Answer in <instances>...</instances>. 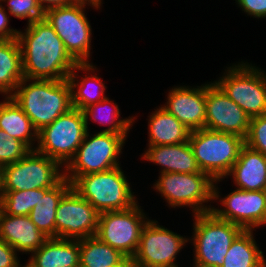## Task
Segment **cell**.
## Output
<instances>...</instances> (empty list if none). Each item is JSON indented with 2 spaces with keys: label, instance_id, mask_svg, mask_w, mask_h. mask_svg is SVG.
<instances>
[{
  "label": "cell",
  "instance_id": "7a4b0ae2",
  "mask_svg": "<svg viewBox=\"0 0 266 267\" xmlns=\"http://www.w3.org/2000/svg\"><path fill=\"white\" fill-rule=\"evenodd\" d=\"M40 131L72 109L68 80L27 79L10 96Z\"/></svg>",
  "mask_w": 266,
  "mask_h": 267
},
{
  "label": "cell",
  "instance_id": "e575fe53",
  "mask_svg": "<svg viewBox=\"0 0 266 267\" xmlns=\"http://www.w3.org/2000/svg\"><path fill=\"white\" fill-rule=\"evenodd\" d=\"M20 258L13 247L0 239V267H23Z\"/></svg>",
  "mask_w": 266,
  "mask_h": 267
},
{
  "label": "cell",
  "instance_id": "d4e9b609",
  "mask_svg": "<svg viewBox=\"0 0 266 267\" xmlns=\"http://www.w3.org/2000/svg\"><path fill=\"white\" fill-rule=\"evenodd\" d=\"M3 99L0 101V129L8 133L11 138L18 139L31 150H35L38 131L34 128L30 118L11 97Z\"/></svg>",
  "mask_w": 266,
  "mask_h": 267
},
{
  "label": "cell",
  "instance_id": "9a60e30c",
  "mask_svg": "<svg viewBox=\"0 0 266 267\" xmlns=\"http://www.w3.org/2000/svg\"><path fill=\"white\" fill-rule=\"evenodd\" d=\"M100 213L72 187L57 206L56 238L80 240L96 235Z\"/></svg>",
  "mask_w": 266,
  "mask_h": 267
},
{
  "label": "cell",
  "instance_id": "f546056e",
  "mask_svg": "<svg viewBox=\"0 0 266 267\" xmlns=\"http://www.w3.org/2000/svg\"><path fill=\"white\" fill-rule=\"evenodd\" d=\"M1 211L8 215H29L39 201V189L0 191Z\"/></svg>",
  "mask_w": 266,
  "mask_h": 267
},
{
  "label": "cell",
  "instance_id": "7c38bea8",
  "mask_svg": "<svg viewBox=\"0 0 266 267\" xmlns=\"http://www.w3.org/2000/svg\"><path fill=\"white\" fill-rule=\"evenodd\" d=\"M147 216L139 203L125 210L100 213L95 236L132 259L143 227L151 218Z\"/></svg>",
  "mask_w": 266,
  "mask_h": 267
},
{
  "label": "cell",
  "instance_id": "52a82bcc",
  "mask_svg": "<svg viewBox=\"0 0 266 267\" xmlns=\"http://www.w3.org/2000/svg\"><path fill=\"white\" fill-rule=\"evenodd\" d=\"M193 216V263L221 267L228 249L244 230L227 220L218 218L212 211Z\"/></svg>",
  "mask_w": 266,
  "mask_h": 267
},
{
  "label": "cell",
  "instance_id": "8992f818",
  "mask_svg": "<svg viewBox=\"0 0 266 267\" xmlns=\"http://www.w3.org/2000/svg\"><path fill=\"white\" fill-rule=\"evenodd\" d=\"M188 141L200 170L213 180L225 179L245 145L238 135L205 128L191 131Z\"/></svg>",
  "mask_w": 266,
  "mask_h": 267
},
{
  "label": "cell",
  "instance_id": "f1b7e54d",
  "mask_svg": "<svg viewBox=\"0 0 266 267\" xmlns=\"http://www.w3.org/2000/svg\"><path fill=\"white\" fill-rule=\"evenodd\" d=\"M125 255L96 236L80 239V267H109L118 264Z\"/></svg>",
  "mask_w": 266,
  "mask_h": 267
},
{
  "label": "cell",
  "instance_id": "6da1fadb",
  "mask_svg": "<svg viewBox=\"0 0 266 267\" xmlns=\"http://www.w3.org/2000/svg\"><path fill=\"white\" fill-rule=\"evenodd\" d=\"M24 78L66 80L78 64L67 52L61 38L43 18L19 30Z\"/></svg>",
  "mask_w": 266,
  "mask_h": 267
},
{
  "label": "cell",
  "instance_id": "277c9868",
  "mask_svg": "<svg viewBox=\"0 0 266 267\" xmlns=\"http://www.w3.org/2000/svg\"><path fill=\"white\" fill-rule=\"evenodd\" d=\"M121 167L81 175L72 183V188L99 213L131 208L139 198L134 195Z\"/></svg>",
  "mask_w": 266,
  "mask_h": 267
},
{
  "label": "cell",
  "instance_id": "ac0fdd59",
  "mask_svg": "<svg viewBox=\"0 0 266 267\" xmlns=\"http://www.w3.org/2000/svg\"><path fill=\"white\" fill-rule=\"evenodd\" d=\"M0 239L18 253L32 254L48 237L31 221L29 215L14 216L0 211Z\"/></svg>",
  "mask_w": 266,
  "mask_h": 267
},
{
  "label": "cell",
  "instance_id": "836d02e7",
  "mask_svg": "<svg viewBox=\"0 0 266 267\" xmlns=\"http://www.w3.org/2000/svg\"><path fill=\"white\" fill-rule=\"evenodd\" d=\"M235 3L247 16L257 19L266 18V0H235Z\"/></svg>",
  "mask_w": 266,
  "mask_h": 267
},
{
  "label": "cell",
  "instance_id": "2e32d148",
  "mask_svg": "<svg viewBox=\"0 0 266 267\" xmlns=\"http://www.w3.org/2000/svg\"><path fill=\"white\" fill-rule=\"evenodd\" d=\"M250 117L213 81L206 83L205 129L246 138Z\"/></svg>",
  "mask_w": 266,
  "mask_h": 267
},
{
  "label": "cell",
  "instance_id": "ab89813d",
  "mask_svg": "<svg viewBox=\"0 0 266 267\" xmlns=\"http://www.w3.org/2000/svg\"><path fill=\"white\" fill-rule=\"evenodd\" d=\"M92 1H95V2H98V3L103 4V3H102L103 0H92Z\"/></svg>",
  "mask_w": 266,
  "mask_h": 267
},
{
  "label": "cell",
  "instance_id": "cb8c5ba5",
  "mask_svg": "<svg viewBox=\"0 0 266 267\" xmlns=\"http://www.w3.org/2000/svg\"><path fill=\"white\" fill-rule=\"evenodd\" d=\"M148 115L147 146L171 145L189 140L191 131L162 106Z\"/></svg>",
  "mask_w": 266,
  "mask_h": 267
},
{
  "label": "cell",
  "instance_id": "8d00e7d4",
  "mask_svg": "<svg viewBox=\"0 0 266 267\" xmlns=\"http://www.w3.org/2000/svg\"><path fill=\"white\" fill-rule=\"evenodd\" d=\"M75 0H37L38 4L45 12L47 9L53 7L66 6L73 3Z\"/></svg>",
  "mask_w": 266,
  "mask_h": 267
},
{
  "label": "cell",
  "instance_id": "ba28073f",
  "mask_svg": "<svg viewBox=\"0 0 266 267\" xmlns=\"http://www.w3.org/2000/svg\"><path fill=\"white\" fill-rule=\"evenodd\" d=\"M158 178L152 188L170 208L189 207L193 215L212 210L214 180L207 173H159Z\"/></svg>",
  "mask_w": 266,
  "mask_h": 267
},
{
  "label": "cell",
  "instance_id": "83f0119b",
  "mask_svg": "<svg viewBox=\"0 0 266 267\" xmlns=\"http://www.w3.org/2000/svg\"><path fill=\"white\" fill-rule=\"evenodd\" d=\"M253 231L243 230L233 241L221 267H266L264 252L260 250Z\"/></svg>",
  "mask_w": 266,
  "mask_h": 267
},
{
  "label": "cell",
  "instance_id": "d6a6232c",
  "mask_svg": "<svg viewBox=\"0 0 266 267\" xmlns=\"http://www.w3.org/2000/svg\"><path fill=\"white\" fill-rule=\"evenodd\" d=\"M245 145L266 156V114L250 119Z\"/></svg>",
  "mask_w": 266,
  "mask_h": 267
},
{
  "label": "cell",
  "instance_id": "d590c367",
  "mask_svg": "<svg viewBox=\"0 0 266 267\" xmlns=\"http://www.w3.org/2000/svg\"><path fill=\"white\" fill-rule=\"evenodd\" d=\"M9 19L10 14H8L2 3H0V40H12L18 38L19 30L14 29L9 25Z\"/></svg>",
  "mask_w": 266,
  "mask_h": 267
},
{
  "label": "cell",
  "instance_id": "4316f807",
  "mask_svg": "<svg viewBox=\"0 0 266 267\" xmlns=\"http://www.w3.org/2000/svg\"><path fill=\"white\" fill-rule=\"evenodd\" d=\"M22 52L17 38L0 40V94L10 97L23 80Z\"/></svg>",
  "mask_w": 266,
  "mask_h": 267
},
{
  "label": "cell",
  "instance_id": "5b68a950",
  "mask_svg": "<svg viewBox=\"0 0 266 267\" xmlns=\"http://www.w3.org/2000/svg\"><path fill=\"white\" fill-rule=\"evenodd\" d=\"M91 135L87 130L75 156L64 167V177L71 184L81 175L121 166L119 160L129 135L107 132H96Z\"/></svg>",
  "mask_w": 266,
  "mask_h": 267
},
{
  "label": "cell",
  "instance_id": "603a6c76",
  "mask_svg": "<svg viewBox=\"0 0 266 267\" xmlns=\"http://www.w3.org/2000/svg\"><path fill=\"white\" fill-rule=\"evenodd\" d=\"M72 187L63 177L52 188L39 189V201L31 210L29 217L36 227L48 238H56L55 218L59 201Z\"/></svg>",
  "mask_w": 266,
  "mask_h": 267
},
{
  "label": "cell",
  "instance_id": "d6986e66",
  "mask_svg": "<svg viewBox=\"0 0 266 267\" xmlns=\"http://www.w3.org/2000/svg\"><path fill=\"white\" fill-rule=\"evenodd\" d=\"M141 159L160 167L159 173H204L200 170L189 141L171 145L147 146Z\"/></svg>",
  "mask_w": 266,
  "mask_h": 267
},
{
  "label": "cell",
  "instance_id": "ffe728a7",
  "mask_svg": "<svg viewBox=\"0 0 266 267\" xmlns=\"http://www.w3.org/2000/svg\"><path fill=\"white\" fill-rule=\"evenodd\" d=\"M97 70L98 68L92 62L78 63L67 77L71 88L72 108L82 111L107 97L105 95L107 87L103 79L95 74ZM81 71L85 72V76L78 75Z\"/></svg>",
  "mask_w": 266,
  "mask_h": 267
},
{
  "label": "cell",
  "instance_id": "4fadbf2b",
  "mask_svg": "<svg viewBox=\"0 0 266 267\" xmlns=\"http://www.w3.org/2000/svg\"><path fill=\"white\" fill-rule=\"evenodd\" d=\"M159 224L156 219H150L143 227L137 251L131 259L133 267L179 266L176 259L189 238Z\"/></svg>",
  "mask_w": 266,
  "mask_h": 267
},
{
  "label": "cell",
  "instance_id": "5bb4252c",
  "mask_svg": "<svg viewBox=\"0 0 266 267\" xmlns=\"http://www.w3.org/2000/svg\"><path fill=\"white\" fill-rule=\"evenodd\" d=\"M222 181L223 179L214 180L212 203L220 202V205L224 207L220 206L219 208V205L218 207L213 205L211 211L218 218L236 224L244 230H256L261 226L264 227L266 224V191L234 189L222 198L218 187V183Z\"/></svg>",
  "mask_w": 266,
  "mask_h": 267
},
{
  "label": "cell",
  "instance_id": "484cf974",
  "mask_svg": "<svg viewBox=\"0 0 266 267\" xmlns=\"http://www.w3.org/2000/svg\"><path fill=\"white\" fill-rule=\"evenodd\" d=\"M108 96L102 101L92 104L83 109L86 129L89 131V121L97 122L99 125H107L108 127L100 132L114 133V134H129L135 123V116H128V118L121 117L119 105ZM89 124V125H88Z\"/></svg>",
  "mask_w": 266,
  "mask_h": 267
},
{
  "label": "cell",
  "instance_id": "4dcf8cb0",
  "mask_svg": "<svg viewBox=\"0 0 266 267\" xmlns=\"http://www.w3.org/2000/svg\"><path fill=\"white\" fill-rule=\"evenodd\" d=\"M31 149L22 141L11 138L0 129V167L13 164L22 159Z\"/></svg>",
  "mask_w": 266,
  "mask_h": 267
},
{
  "label": "cell",
  "instance_id": "e0dca14e",
  "mask_svg": "<svg viewBox=\"0 0 266 267\" xmlns=\"http://www.w3.org/2000/svg\"><path fill=\"white\" fill-rule=\"evenodd\" d=\"M162 106L190 131L205 128L206 82L201 86L177 85L168 91Z\"/></svg>",
  "mask_w": 266,
  "mask_h": 267
},
{
  "label": "cell",
  "instance_id": "8fae6325",
  "mask_svg": "<svg viewBox=\"0 0 266 267\" xmlns=\"http://www.w3.org/2000/svg\"><path fill=\"white\" fill-rule=\"evenodd\" d=\"M86 132L83 112L72 108L38 131L35 150L56 160L64 168L75 156Z\"/></svg>",
  "mask_w": 266,
  "mask_h": 267
},
{
  "label": "cell",
  "instance_id": "1f68e13d",
  "mask_svg": "<svg viewBox=\"0 0 266 267\" xmlns=\"http://www.w3.org/2000/svg\"><path fill=\"white\" fill-rule=\"evenodd\" d=\"M0 3H7L4 8L11 16L27 19V25L44 18V11L37 0H0Z\"/></svg>",
  "mask_w": 266,
  "mask_h": 267
},
{
  "label": "cell",
  "instance_id": "60d3db41",
  "mask_svg": "<svg viewBox=\"0 0 266 267\" xmlns=\"http://www.w3.org/2000/svg\"><path fill=\"white\" fill-rule=\"evenodd\" d=\"M0 190H1V167H0Z\"/></svg>",
  "mask_w": 266,
  "mask_h": 267
},
{
  "label": "cell",
  "instance_id": "44dd1931",
  "mask_svg": "<svg viewBox=\"0 0 266 267\" xmlns=\"http://www.w3.org/2000/svg\"><path fill=\"white\" fill-rule=\"evenodd\" d=\"M228 176H232L236 189L266 191V156L244 145L225 178Z\"/></svg>",
  "mask_w": 266,
  "mask_h": 267
},
{
  "label": "cell",
  "instance_id": "74e56055",
  "mask_svg": "<svg viewBox=\"0 0 266 267\" xmlns=\"http://www.w3.org/2000/svg\"><path fill=\"white\" fill-rule=\"evenodd\" d=\"M109 267H133L131 258L124 257L118 264Z\"/></svg>",
  "mask_w": 266,
  "mask_h": 267
},
{
  "label": "cell",
  "instance_id": "30bf717a",
  "mask_svg": "<svg viewBox=\"0 0 266 267\" xmlns=\"http://www.w3.org/2000/svg\"><path fill=\"white\" fill-rule=\"evenodd\" d=\"M64 177V168L54 159L30 150L22 159L1 168L0 191L52 188Z\"/></svg>",
  "mask_w": 266,
  "mask_h": 267
},
{
  "label": "cell",
  "instance_id": "7402d4cb",
  "mask_svg": "<svg viewBox=\"0 0 266 267\" xmlns=\"http://www.w3.org/2000/svg\"><path fill=\"white\" fill-rule=\"evenodd\" d=\"M30 255L26 267H80V240L48 238Z\"/></svg>",
  "mask_w": 266,
  "mask_h": 267
},
{
  "label": "cell",
  "instance_id": "9c48e42d",
  "mask_svg": "<svg viewBox=\"0 0 266 267\" xmlns=\"http://www.w3.org/2000/svg\"><path fill=\"white\" fill-rule=\"evenodd\" d=\"M242 60L214 82L250 117L266 114V72Z\"/></svg>",
  "mask_w": 266,
  "mask_h": 267
},
{
  "label": "cell",
  "instance_id": "3957f363",
  "mask_svg": "<svg viewBox=\"0 0 266 267\" xmlns=\"http://www.w3.org/2000/svg\"><path fill=\"white\" fill-rule=\"evenodd\" d=\"M100 10L101 3L92 0H75L73 3L53 7L44 12V18L61 38L67 52L77 63H90L92 27L85 9Z\"/></svg>",
  "mask_w": 266,
  "mask_h": 267
},
{
  "label": "cell",
  "instance_id": "f35d334b",
  "mask_svg": "<svg viewBox=\"0 0 266 267\" xmlns=\"http://www.w3.org/2000/svg\"><path fill=\"white\" fill-rule=\"evenodd\" d=\"M192 267H216V266H209V265H203V264H198V263H193Z\"/></svg>",
  "mask_w": 266,
  "mask_h": 267
}]
</instances>
